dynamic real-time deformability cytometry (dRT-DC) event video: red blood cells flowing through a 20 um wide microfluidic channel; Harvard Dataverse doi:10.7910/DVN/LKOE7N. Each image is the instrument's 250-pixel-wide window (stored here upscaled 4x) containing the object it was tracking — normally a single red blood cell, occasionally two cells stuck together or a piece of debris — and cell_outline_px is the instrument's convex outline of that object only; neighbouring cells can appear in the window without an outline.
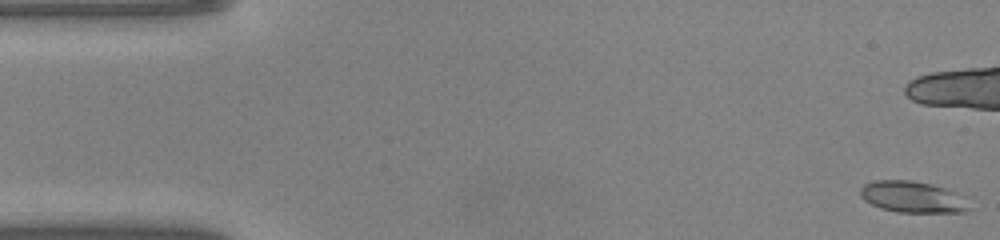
{"species": "common noctule bat (a hibernating species)", "species_latin": "Nyctalus noctula", "temperature_condition": "warm", "stored_images_in_passage": 17, "camera_frame_rate_fps": 3000, "um_per_image_px": 0.085, "animal": {"sex": "male", "body_mass_g": 20.0, "forearm_length_mm": 53.3}, "frame": {"image": 1, "passage_image": 1, "time_ms": 0.0, "image_size_px": [1000, 240], "cell_outline_px": [[972, 208], [964, 212], [896, 212], [880, 208], [864, 200], [860, 196], [860, 188], [864, 184], [872, 180], [912, 180], [932, 184], [972, 196]], "centroid_in_image_um": [77.7, 16.74], "position_along_channel_um": 7.3, "area_um2": 20.75}}